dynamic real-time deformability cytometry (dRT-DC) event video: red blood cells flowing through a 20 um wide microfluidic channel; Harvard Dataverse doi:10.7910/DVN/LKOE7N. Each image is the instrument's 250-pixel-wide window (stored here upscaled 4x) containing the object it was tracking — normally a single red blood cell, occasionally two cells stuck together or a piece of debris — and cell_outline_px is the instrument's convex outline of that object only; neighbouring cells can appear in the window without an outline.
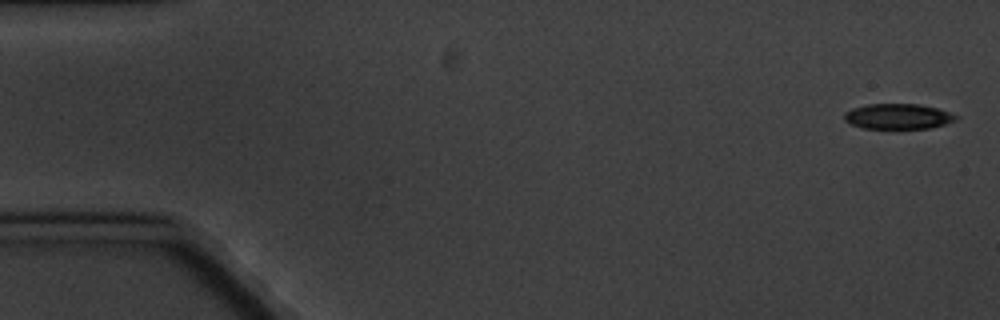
{"species": "common noctule bat (a hibernating species)", "species_latin": "Nyctalus noctula", "temperature_condition": "cold", "stored_images_in_passage": 5, "camera_frame_rate_fps": 3000, "um_per_image_px": 0.085, "animal": {"sex": "male", "body_mass_g": 20.1, "forearm_length_mm": 53.5}, "frame": {"image": 1, "passage_image": 1, "time_ms": 0.0, "image_size_px": [1000, 320], "cell_outline_px": [[960, 116], [956, 120], [944, 124], [928, 128], [864, 128], [848, 124], [844, 120], [844, 112], [852, 108], [868, 104], [916, 104], [936, 108]], "centroid_in_image_um": [76.29, 9.89], "position_along_channel_um": 8.7, "area_um2": 16.42}}
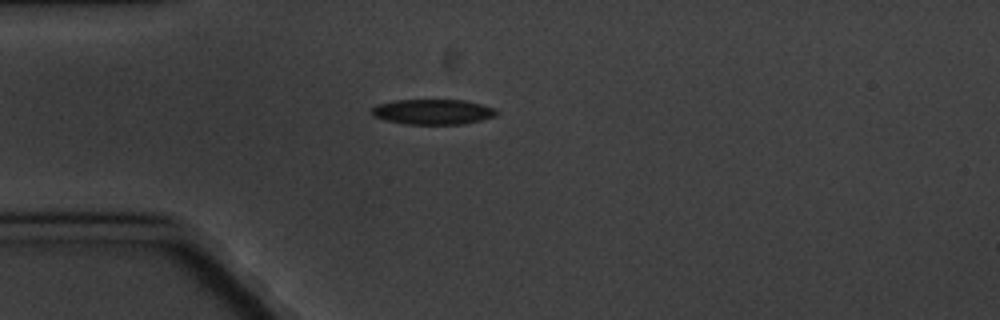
{"frame": {"image": 2, "passage_image": 5, "time_ms": 4.667, "image_size_px": [1000, 320], "cell_outline_px": [[500, 112], [496, 116], [464, 124], [404, 124], [384, 120], [372, 116], [368, 112], [376, 104], [396, 100], [464, 100], [496, 108]], "centroid_in_image_um": [36.76, 9.51], "position_along_channel_um": 48.2, "area_um2": 18.61}}